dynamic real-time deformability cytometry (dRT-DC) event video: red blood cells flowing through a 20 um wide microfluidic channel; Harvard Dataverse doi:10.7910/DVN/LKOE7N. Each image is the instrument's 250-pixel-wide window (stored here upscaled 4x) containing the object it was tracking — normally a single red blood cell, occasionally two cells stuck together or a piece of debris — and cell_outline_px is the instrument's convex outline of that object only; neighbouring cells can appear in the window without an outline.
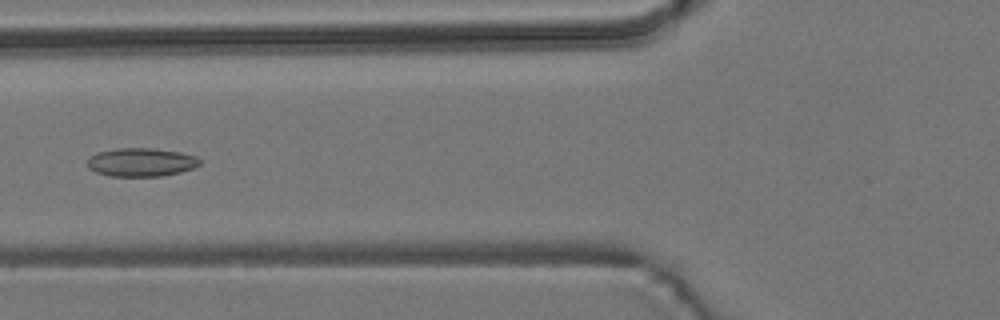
{"species": "common noctule bat (a hibernating species)", "species_latin": "Nyctalus noctula", "temperature_condition": "room temperature", "stored_images_in_passage": 6, "camera_frame_rate_fps": 3000, "um_per_image_px": 0.085, "animal": {"sex": "male", "body_mass_g": 19.2, "forearm_length_mm": 51.8}, "frame": {"image": 1, "passage_image": 6, "time_ms": 5.667, "image_size_px": [1000, 320], "cell_outline_px": [[200, 164], [192, 168], [180, 172], [160, 176], [108, 176], [96, 172], [88, 168], [88, 160], [96, 152], [116, 148], [152, 148], [180, 152], [196, 156], [200, 160]], "centroid_in_image_um": [11.98, 13.78], "position_along_channel_um": 113.8, "area_um2": 18.61}}